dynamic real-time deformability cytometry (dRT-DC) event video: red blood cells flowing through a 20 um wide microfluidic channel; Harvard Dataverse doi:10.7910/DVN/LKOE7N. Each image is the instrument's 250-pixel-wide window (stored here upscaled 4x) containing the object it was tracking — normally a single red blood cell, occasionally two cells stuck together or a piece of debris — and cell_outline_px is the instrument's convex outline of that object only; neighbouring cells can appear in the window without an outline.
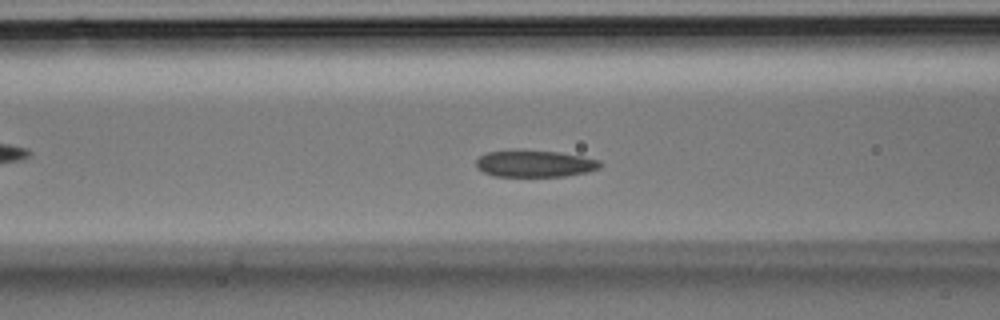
{"species": "Egyptian fruit bat (a non-hibernating species)", "species_latin": "Rousettus aegyptiacus", "temperature_condition": "room temperature", "stored_images_in_passage": 31, "camera_frame_rate_fps": 3000, "um_per_image_px": 0.085, "animal": {"sex": "male"}, "frame": {"image": 1, "passage_image": 9, "time_ms": 2.667, "image_size_px": [1000, 320], "cell_outline_px": [[604, 164], [600, 168], [588, 172], [564, 176], [492, 176], [476, 168], [476, 160], [480, 156], [488, 152], [520, 148], [560, 152], [584, 156], [600, 160]], "centroid_in_image_um": [45.47, 13.88], "position_along_channel_um": 121.1, "area_um2": 20.0}}
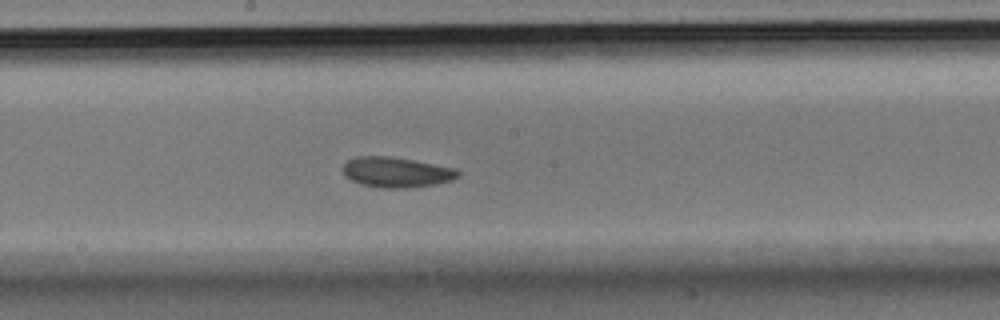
{"frame": {"image": 2, "passage_image": 14, "time_ms": 4.333, "image_size_px": [1000, 320], "cell_outline_px": [[460, 176], [452, 180], [436, 184], [404, 188], [380, 188], [360, 184], [344, 176], [344, 164], [348, 160], [356, 156], [388, 156], [412, 160], [456, 168], [460, 172]], "centroid_in_image_um": [33.7, 14.64], "position_along_channel_um": 214.5, "area_um2": 20.29}}
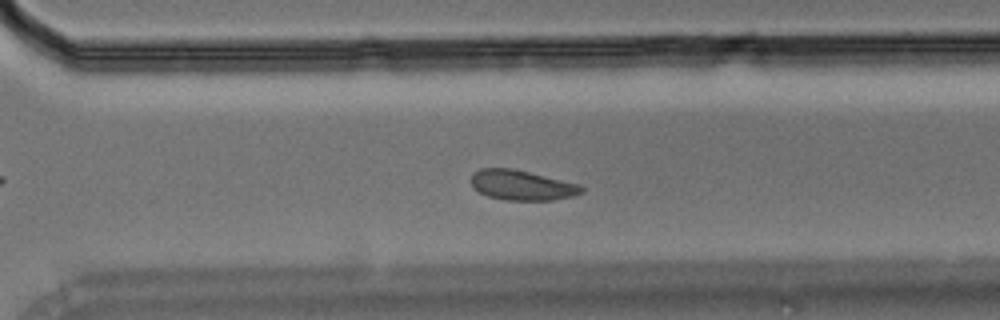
{"frame": {"image": 3, "passage_image": 20, "time_ms": 6.333, "image_size_px": [1000, 320], "cell_outline_px": [[584, 192], [572, 196], [552, 200], [504, 200], [488, 196], [472, 188], [472, 172], [480, 168], [512, 168], [580, 184], [584, 188]], "centroid_in_image_um": [44.35, 15.74], "position_along_channel_um": 326.3, "area_um2": 19.36}}